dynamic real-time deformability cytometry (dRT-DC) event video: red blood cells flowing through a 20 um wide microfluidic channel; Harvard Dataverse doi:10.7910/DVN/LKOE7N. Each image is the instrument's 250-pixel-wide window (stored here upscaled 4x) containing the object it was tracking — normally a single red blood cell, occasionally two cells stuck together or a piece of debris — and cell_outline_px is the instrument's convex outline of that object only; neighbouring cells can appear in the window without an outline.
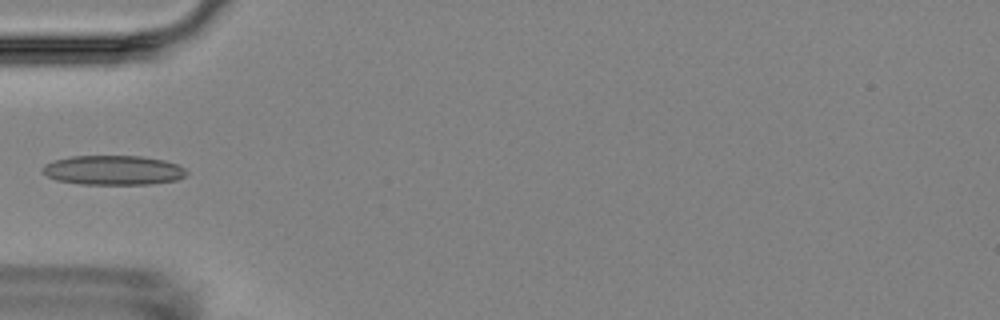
{"species": "Egyptian fruit bat (a non-hibernating species)", "species_latin": "Rousettus aegyptiacus", "temperature_condition": "room temperature", "stored_images_in_passage": 3, "camera_frame_rate_fps": 3000, "um_per_image_px": 0.085, "animal": {"sex": "female"}, "frame": {"image": 1, "passage_image": 3, "time_ms": 3.667, "image_size_px": [1000, 320], "cell_outline_px": [[188, 176], [176, 180], [152, 184], [80, 184], [56, 180], [48, 176], [40, 168], [44, 164], [52, 160], [72, 156], [140, 156], [164, 160], [176, 164], [184, 168], [188, 172]], "centroid_in_image_um": [9.63, 14.47], "position_along_channel_um": 75.4, "area_um2": 24.91}}